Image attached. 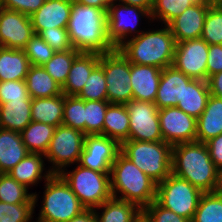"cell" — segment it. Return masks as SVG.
<instances>
[{
	"label": "cell",
	"instance_id": "cell-19",
	"mask_svg": "<svg viewBox=\"0 0 222 222\" xmlns=\"http://www.w3.org/2000/svg\"><path fill=\"white\" fill-rule=\"evenodd\" d=\"M161 73L158 67L131 63L132 99L154 103Z\"/></svg>",
	"mask_w": 222,
	"mask_h": 222
},
{
	"label": "cell",
	"instance_id": "cell-15",
	"mask_svg": "<svg viewBox=\"0 0 222 222\" xmlns=\"http://www.w3.org/2000/svg\"><path fill=\"white\" fill-rule=\"evenodd\" d=\"M163 141L171 146L196 141L197 119L176 106L159 109Z\"/></svg>",
	"mask_w": 222,
	"mask_h": 222
},
{
	"label": "cell",
	"instance_id": "cell-51",
	"mask_svg": "<svg viewBox=\"0 0 222 222\" xmlns=\"http://www.w3.org/2000/svg\"><path fill=\"white\" fill-rule=\"evenodd\" d=\"M67 222H97V219L94 209H85Z\"/></svg>",
	"mask_w": 222,
	"mask_h": 222
},
{
	"label": "cell",
	"instance_id": "cell-44",
	"mask_svg": "<svg viewBox=\"0 0 222 222\" xmlns=\"http://www.w3.org/2000/svg\"><path fill=\"white\" fill-rule=\"evenodd\" d=\"M39 35L56 52L73 49L67 28L56 27L52 30H43Z\"/></svg>",
	"mask_w": 222,
	"mask_h": 222
},
{
	"label": "cell",
	"instance_id": "cell-1",
	"mask_svg": "<svg viewBox=\"0 0 222 222\" xmlns=\"http://www.w3.org/2000/svg\"><path fill=\"white\" fill-rule=\"evenodd\" d=\"M172 173L185 179L202 193L218 191L219 169L206 143L193 141L172 146Z\"/></svg>",
	"mask_w": 222,
	"mask_h": 222
},
{
	"label": "cell",
	"instance_id": "cell-20",
	"mask_svg": "<svg viewBox=\"0 0 222 222\" xmlns=\"http://www.w3.org/2000/svg\"><path fill=\"white\" fill-rule=\"evenodd\" d=\"M191 80L173 65L162 69L154 104L158 109L177 106L184 84Z\"/></svg>",
	"mask_w": 222,
	"mask_h": 222
},
{
	"label": "cell",
	"instance_id": "cell-34",
	"mask_svg": "<svg viewBox=\"0 0 222 222\" xmlns=\"http://www.w3.org/2000/svg\"><path fill=\"white\" fill-rule=\"evenodd\" d=\"M8 173H0V201L8 204L35 203L33 193Z\"/></svg>",
	"mask_w": 222,
	"mask_h": 222
},
{
	"label": "cell",
	"instance_id": "cell-4",
	"mask_svg": "<svg viewBox=\"0 0 222 222\" xmlns=\"http://www.w3.org/2000/svg\"><path fill=\"white\" fill-rule=\"evenodd\" d=\"M112 197L132 202L141 210L156 199L157 183L140 170L121 152L110 173ZM121 196H117V193Z\"/></svg>",
	"mask_w": 222,
	"mask_h": 222
},
{
	"label": "cell",
	"instance_id": "cell-33",
	"mask_svg": "<svg viewBox=\"0 0 222 222\" xmlns=\"http://www.w3.org/2000/svg\"><path fill=\"white\" fill-rule=\"evenodd\" d=\"M191 222H222V191L203 193Z\"/></svg>",
	"mask_w": 222,
	"mask_h": 222
},
{
	"label": "cell",
	"instance_id": "cell-40",
	"mask_svg": "<svg viewBox=\"0 0 222 222\" xmlns=\"http://www.w3.org/2000/svg\"><path fill=\"white\" fill-rule=\"evenodd\" d=\"M106 78L103 68L98 65L89 75L83 89L77 95L82 100L104 101L107 100Z\"/></svg>",
	"mask_w": 222,
	"mask_h": 222
},
{
	"label": "cell",
	"instance_id": "cell-30",
	"mask_svg": "<svg viewBox=\"0 0 222 222\" xmlns=\"http://www.w3.org/2000/svg\"><path fill=\"white\" fill-rule=\"evenodd\" d=\"M96 208L103 209L102 215L94 209L97 222H133L142 212L134 203L115 197H111Z\"/></svg>",
	"mask_w": 222,
	"mask_h": 222
},
{
	"label": "cell",
	"instance_id": "cell-48",
	"mask_svg": "<svg viewBox=\"0 0 222 222\" xmlns=\"http://www.w3.org/2000/svg\"><path fill=\"white\" fill-rule=\"evenodd\" d=\"M214 165L222 169V133L206 142Z\"/></svg>",
	"mask_w": 222,
	"mask_h": 222
},
{
	"label": "cell",
	"instance_id": "cell-6",
	"mask_svg": "<svg viewBox=\"0 0 222 222\" xmlns=\"http://www.w3.org/2000/svg\"><path fill=\"white\" fill-rule=\"evenodd\" d=\"M45 188L36 222H67L86 209L60 174L45 180Z\"/></svg>",
	"mask_w": 222,
	"mask_h": 222
},
{
	"label": "cell",
	"instance_id": "cell-21",
	"mask_svg": "<svg viewBox=\"0 0 222 222\" xmlns=\"http://www.w3.org/2000/svg\"><path fill=\"white\" fill-rule=\"evenodd\" d=\"M99 53L81 52L72 62L62 93L77 96L84 87L91 72L99 65Z\"/></svg>",
	"mask_w": 222,
	"mask_h": 222
},
{
	"label": "cell",
	"instance_id": "cell-28",
	"mask_svg": "<svg viewBox=\"0 0 222 222\" xmlns=\"http://www.w3.org/2000/svg\"><path fill=\"white\" fill-rule=\"evenodd\" d=\"M64 94L48 98H34L31 103L32 121L55 127L63 123Z\"/></svg>",
	"mask_w": 222,
	"mask_h": 222
},
{
	"label": "cell",
	"instance_id": "cell-39",
	"mask_svg": "<svg viewBox=\"0 0 222 222\" xmlns=\"http://www.w3.org/2000/svg\"><path fill=\"white\" fill-rule=\"evenodd\" d=\"M62 125L80 130L85 134V100L77 96L64 95Z\"/></svg>",
	"mask_w": 222,
	"mask_h": 222
},
{
	"label": "cell",
	"instance_id": "cell-27",
	"mask_svg": "<svg viewBox=\"0 0 222 222\" xmlns=\"http://www.w3.org/2000/svg\"><path fill=\"white\" fill-rule=\"evenodd\" d=\"M32 100H10L0 105V128L23 131L32 121Z\"/></svg>",
	"mask_w": 222,
	"mask_h": 222
},
{
	"label": "cell",
	"instance_id": "cell-24",
	"mask_svg": "<svg viewBox=\"0 0 222 222\" xmlns=\"http://www.w3.org/2000/svg\"><path fill=\"white\" fill-rule=\"evenodd\" d=\"M28 153L20 132L0 128V173H8Z\"/></svg>",
	"mask_w": 222,
	"mask_h": 222
},
{
	"label": "cell",
	"instance_id": "cell-45",
	"mask_svg": "<svg viewBox=\"0 0 222 222\" xmlns=\"http://www.w3.org/2000/svg\"><path fill=\"white\" fill-rule=\"evenodd\" d=\"M142 212L151 222H191L190 220L177 215L175 212L165 209L156 201L146 206Z\"/></svg>",
	"mask_w": 222,
	"mask_h": 222
},
{
	"label": "cell",
	"instance_id": "cell-25",
	"mask_svg": "<svg viewBox=\"0 0 222 222\" xmlns=\"http://www.w3.org/2000/svg\"><path fill=\"white\" fill-rule=\"evenodd\" d=\"M30 66L23 49L0 46V81L25 80Z\"/></svg>",
	"mask_w": 222,
	"mask_h": 222
},
{
	"label": "cell",
	"instance_id": "cell-18",
	"mask_svg": "<svg viewBox=\"0 0 222 222\" xmlns=\"http://www.w3.org/2000/svg\"><path fill=\"white\" fill-rule=\"evenodd\" d=\"M72 8V0H46L45 3L30 16L35 34L52 28H67Z\"/></svg>",
	"mask_w": 222,
	"mask_h": 222
},
{
	"label": "cell",
	"instance_id": "cell-12",
	"mask_svg": "<svg viewBox=\"0 0 222 222\" xmlns=\"http://www.w3.org/2000/svg\"><path fill=\"white\" fill-rule=\"evenodd\" d=\"M144 16L151 20L150 13L146 9L123 3L116 4L115 2L107 9V35L115 49L124 43L129 35L136 32L139 35L143 32L136 31L135 27L140 17Z\"/></svg>",
	"mask_w": 222,
	"mask_h": 222
},
{
	"label": "cell",
	"instance_id": "cell-42",
	"mask_svg": "<svg viewBox=\"0 0 222 222\" xmlns=\"http://www.w3.org/2000/svg\"><path fill=\"white\" fill-rule=\"evenodd\" d=\"M23 50L29 59L30 65L33 66H43L56 52L38 34H35L27 42Z\"/></svg>",
	"mask_w": 222,
	"mask_h": 222
},
{
	"label": "cell",
	"instance_id": "cell-41",
	"mask_svg": "<svg viewBox=\"0 0 222 222\" xmlns=\"http://www.w3.org/2000/svg\"><path fill=\"white\" fill-rule=\"evenodd\" d=\"M35 203L8 204L0 201V222H30L37 202V194L33 193Z\"/></svg>",
	"mask_w": 222,
	"mask_h": 222
},
{
	"label": "cell",
	"instance_id": "cell-13",
	"mask_svg": "<svg viewBox=\"0 0 222 222\" xmlns=\"http://www.w3.org/2000/svg\"><path fill=\"white\" fill-rule=\"evenodd\" d=\"M209 45L202 39L176 43L173 66L191 79L207 81Z\"/></svg>",
	"mask_w": 222,
	"mask_h": 222
},
{
	"label": "cell",
	"instance_id": "cell-9",
	"mask_svg": "<svg viewBox=\"0 0 222 222\" xmlns=\"http://www.w3.org/2000/svg\"><path fill=\"white\" fill-rule=\"evenodd\" d=\"M99 65L106 78L107 101L110 104H126L132 100L131 63L118 50L100 54Z\"/></svg>",
	"mask_w": 222,
	"mask_h": 222
},
{
	"label": "cell",
	"instance_id": "cell-43",
	"mask_svg": "<svg viewBox=\"0 0 222 222\" xmlns=\"http://www.w3.org/2000/svg\"><path fill=\"white\" fill-rule=\"evenodd\" d=\"M10 100H32L25 80L0 81V105Z\"/></svg>",
	"mask_w": 222,
	"mask_h": 222
},
{
	"label": "cell",
	"instance_id": "cell-49",
	"mask_svg": "<svg viewBox=\"0 0 222 222\" xmlns=\"http://www.w3.org/2000/svg\"><path fill=\"white\" fill-rule=\"evenodd\" d=\"M210 95L222 98V72L208 78Z\"/></svg>",
	"mask_w": 222,
	"mask_h": 222
},
{
	"label": "cell",
	"instance_id": "cell-35",
	"mask_svg": "<svg viewBox=\"0 0 222 222\" xmlns=\"http://www.w3.org/2000/svg\"><path fill=\"white\" fill-rule=\"evenodd\" d=\"M81 52L76 49L55 52L43 65L47 73L62 87L65 84L72 62Z\"/></svg>",
	"mask_w": 222,
	"mask_h": 222
},
{
	"label": "cell",
	"instance_id": "cell-7",
	"mask_svg": "<svg viewBox=\"0 0 222 222\" xmlns=\"http://www.w3.org/2000/svg\"><path fill=\"white\" fill-rule=\"evenodd\" d=\"M110 173L93 171L78 164L72 172L62 171L60 175L86 209H96L112 197Z\"/></svg>",
	"mask_w": 222,
	"mask_h": 222
},
{
	"label": "cell",
	"instance_id": "cell-11",
	"mask_svg": "<svg viewBox=\"0 0 222 222\" xmlns=\"http://www.w3.org/2000/svg\"><path fill=\"white\" fill-rule=\"evenodd\" d=\"M125 106L129 112V140L163 141L159 109L154 103L132 99Z\"/></svg>",
	"mask_w": 222,
	"mask_h": 222
},
{
	"label": "cell",
	"instance_id": "cell-14",
	"mask_svg": "<svg viewBox=\"0 0 222 222\" xmlns=\"http://www.w3.org/2000/svg\"><path fill=\"white\" fill-rule=\"evenodd\" d=\"M121 152V144L103 135H86L78 164L97 172H111V167Z\"/></svg>",
	"mask_w": 222,
	"mask_h": 222
},
{
	"label": "cell",
	"instance_id": "cell-2",
	"mask_svg": "<svg viewBox=\"0 0 222 222\" xmlns=\"http://www.w3.org/2000/svg\"><path fill=\"white\" fill-rule=\"evenodd\" d=\"M67 32L74 49L108 53L115 48L107 35V10L72 2Z\"/></svg>",
	"mask_w": 222,
	"mask_h": 222
},
{
	"label": "cell",
	"instance_id": "cell-31",
	"mask_svg": "<svg viewBox=\"0 0 222 222\" xmlns=\"http://www.w3.org/2000/svg\"><path fill=\"white\" fill-rule=\"evenodd\" d=\"M103 136L115 139L120 144L129 140V112L125 104H110L107 107Z\"/></svg>",
	"mask_w": 222,
	"mask_h": 222
},
{
	"label": "cell",
	"instance_id": "cell-32",
	"mask_svg": "<svg viewBox=\"0 0 222 222\" xmlns=\"http://www.w3.org/2000/svg\"><path fill=\"white\" fill-rule=\"evenodd\" d=\"M56 127L42 122L31 121L20 132L22 141L29 153L44 154L47 152Z\"/></svg>",
	"mask_w": 222,
	"mask_h": 222
},
{
	"label": "cell",
	"instance_id": "cell-36",
	"mask_svg": "<svg viewBox=\"0 0 222 222\" xmlns=\"http://www.w3.org/2000/svg\"><path fill=\"white\" fill-rule=\"evenodd\" d=\"M201 38L208 45H222V2L215 1L207 11Z\"/></svg>",
	"mask_w": 222,
	"mask_h": 222
},
{
	"label": "cell",
	"instance_id": "cell-52",
	"mask_svg": "<svg viewBox=\"0 0 222 222\" xmlns=\"http://www.w3.org/2000/svg\"><path fill=\"white\" fill-rule=\"evenodd\" d=\"M118 0H116L117 2ZM154 0H119V3L137 6L143 9H146L149 13L152 10Z\"/></svg>",
	"mask_w": 222,
	"mask_h": 222
},
{
	"label": "cell",
	"instance_id": "cell-17",
	"mask_svg": "<svg viewBox=\"0 0 222 222\" xmlns=\"http://www.w3.org/2000/svg\"><path fill=\"white\" fill-rule=\"evenodd\" d=\"M215 1L217 0H203L195 3L167 24L176 43L201 38L208 8Z\"/></svg>",
	"mask_w": 222,
	"mask_h": 222
},
{
	"label": "cell",
	"instance_id": "cell-5",
	"mask_svg": "<svg viewBox=\"0 0 222 222\" xmlns=\"http://www.w3.org/2000/svg\"><path fill=\"white\" fill-rule=\"evenodd\" d=\"M121 153L157 184L172 173V146L167 142L125 140Z\"/></svg>",
	"mask_w": 222,
	"mask_h": 222
},
{
	"label": "cell",
	"instance_id": "cell-26",
	"mask_svg": "<svg viewBox=\"0 0 222 222\" xmlns=\"http://www.w3.org/2000/svg\"><path fill=\"white\" fill-rule=\"evenodd\" d=\"M43 157H45L44 154L28 153L8 174L27 188L35 185L42 177L44 180H48L53 173L48 170L46 174L42 175L45 165Z\"/></svg>",
	"mask_w": 222,
	"mask_h": 222
},
{
	"label": "cell",
	"instance_id": "cell-50",
	"mask_svg": "<svg viewBox=\"0 0 222 222\" xmlns=\"http://www.w3.org/2000/svg\"><path fill=\"white\" fill-rule=\"evenodd\" d=\"M72 2L107 10L116 0H72Z\"/></svg>",
	"mask_w": 222,
	"mask_h": 222
},
{
	"label": "cell",
	"instance_id": "cell-3",
	"mask_svg": "<svg viewBox=\"0 0 222 222\" xmlns=\"http://www.w3.org/2000/svg\"><path fill=\"white\" fill-rule=\"evenodd\" d=\"M164 27L144 31L126 40L117 49L133 64L151 65L160 69L172 66L176 42L168 25Z\"/></svg>",
	"mask_w": 222,
	"mask_h": 222
},
{
	"label": "cell",
	"instance_id": "cell-46",
	"mask_svg": "<svg viewBox=\"0 0 222 222\" xmlns=\"http://www.w3.org/2000/svg\"><path fill=\"white\" fill-rule=\"evenodd\" d=\"M45 1L46 0H0V7L31 16Z\"/></svg>",
	"mask_w": 222,
	"mask_h": 222
},
{
	"label": "cell",
	"instance_id": "cell-38",
	"mask_svg": "<svg viewBox=\"0 0 222 222\" xmlns=\"http://www.w3.org/2000/svg\"><path fill=\"white\" fill-rule=\"evenodd\" d=\"M110 103L85 100V135H103L104 117Z\"/></svg>",
	"mask_w": 222,
	"mask_h": 222
},
{
	"label": "cell",
	"instance_id": "cell-47",
	"mask_svg": "<svg viewBox=\"0 0 222 222\" xmlns=\"http://www.w3.org/2000/svg\"><path fill=\"white\" fill-rule=\"evenodd\" d=\"M222 72V45H209L207 59V81L214 74Z\"/></svg>",
	"mask_w": 222,
	"mask_h": 222
},
{
	"label": "cell",
	"instance_id": "cell-10",
	"mask_svg": "<svg viewBox=\"0 0 222 222\" xmlns=\"http://www.w3.org/2000/svg\"><path fill=\"white\" fill-rule=\"evenodd\" d=\"M85 134L77 129L59 125L50 141L45 158L52 162L53 174H60L67 166L78 163L84 147Z\"/></svg>",
	"mask_w": 222,
	"mask_h": 222
},
{
	"label": "cell",
	"instance_id": "cell-16",
	"mask_svg": "<svg viewBox=\"0 0 222 222\" xmlns=\"http://www.w3.org/2000/svg\"><path fill=\"white\" fill-rule=\"evenodd\" d=\"M34 35L30 16L0 7V46L23 49Z\"/></svg>",
	"mask_w": 222,
	"mask_h": 222
},
{
	"label": "cell",
	"instance_id": "cell-8",
	"mask_svg": "<svg viewBox=\"0 0 222 222\" xmlns=\"http://www.w3.org/2000/svg\"><path fill=\"white\" fill-rule=\"evenodd\" d=\"M202 194L188 181L171 173L157 184L155 201L165 209L192 221Z\"/></svg>",
	"mask_w": 222,
	"mask_h": 222
},
{
	"label": "cell",
	"instance_id": "cell-22",
	"mask_svg": "<svg viewBox=\"0 0 222 222\" xmlns=\"http://www.w3.org/2000/svg\"><path fill=\"white\" fill-rule=\"evenodd\" d=\"M222 133V98L210 95L203 113L197 118L196 141L206 143Z\"/></svg>",
	"mask_w": 222,
	"mask_h": 222
},
{
	"label": "cell",
	"instance_id": "cell-23",
	"mask_svg": "<svg viewBox=\"0 0 222 222\" xmlns=\"http://www.w3.org/2000/svg\"><path fill=\"white\" fill-rule=\"evenodd\" d=\"M209 96L208 82L192 79L188 84H184L176 107L197 119L205 110Z\"/></svg>",
	"mask_w": 222,
	"mask_h": 222
},
{
	"label": "cell",
	"instance_id": "cell-53",
	"mask_svg": "<svg viewBox=\"0 0 222 222\" xmlns=\"http://www.w3.org/2000/svg\"><path fill=\"white\" fill-rule=\"evenodd\" d=\"M133 222H151L146 215L141 212Z\"/></svg>",
	"mask_w": 222,
	"mask_h": 222
},
{
	"label": "cell",
	"instance_id": "cell-54",
	"mask_svg": "<svg viewBox=\"0 0 222 222\" xmlns=\"http://www.w3.org/2000/svg\"><path fill=\"white\" fill-rule=\"evenodd\" d=\"M218 190L222 191V169L219 170V185Z\"/></svg>",
	"mask_w": 222,
	"mask_h": 222
},
{
	"label": "cell",
	"instance_id": "cell-29",
	"mask_svg": "<svg viewBox=\"0 0 222 222\" xmlns=\"http://www.w3.org/2000/svg\"><path fill=\"white\" fill-rule=\"evenodd\" d=\"M25 82L32 99L48 98L62 94L61 86L47 73L43 66L31 65Z\"/></svg>",
	"mask_w": 222,
	"mask_h": 222
},
{
	"label": "cell",
	"instance_id": "cell-37",
	"mask_svg": "<svg viewBox=\"0 0 222 222\" xmlns=\"http://www.w3.org/2000/svg\"><path fill=\"white\" fill-rule=\"evenodd\" d=\"M200 1L203 0H154L150 12L151 20L158 18V20L163 21V24L167 25L187 8Z\"/></svg>",
	"mask_w": 222,
	"mask_h": 222
}]
</instances>
